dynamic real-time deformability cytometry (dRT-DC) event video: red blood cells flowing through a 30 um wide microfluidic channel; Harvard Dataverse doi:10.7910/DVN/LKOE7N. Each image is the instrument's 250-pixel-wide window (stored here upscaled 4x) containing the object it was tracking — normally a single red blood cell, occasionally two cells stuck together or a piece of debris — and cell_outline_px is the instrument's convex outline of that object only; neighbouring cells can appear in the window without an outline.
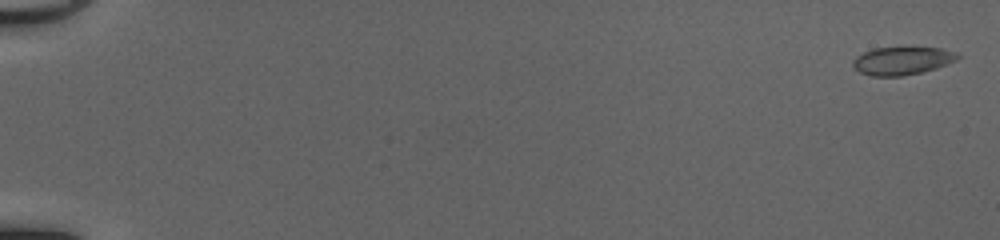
{"species": "common noctule bat (a hibernating species)", "species_latin": "Nyctalus noctula", "temperature_condition": "cold", "stored_images_in_passage": 52, "camera_frame_rate_fps": 3000, "um_per_image_px": 0.085, "animal": {"sex": "female", "body_mass_g": 20.0, "forearm_length_mm": 54.0}, "frame": {"image": 1, "passage_image": 2, "time_ms": 0.333, "image_size_px": [1000, 240], "cell_outline_px": [[960, 56], [956, 60], [936, 68], [920, 72], [900, 76], [872, 76], [860, 72], [852, 68], [852, 60], [856, 56], [864, 52], [876, 48], [904, 44], [940, 48], [956, 52]], "centroid_in_image_um": [76.66, 5.11], "position_along_channel_um": 8.3, "area_um2": 17.8}}
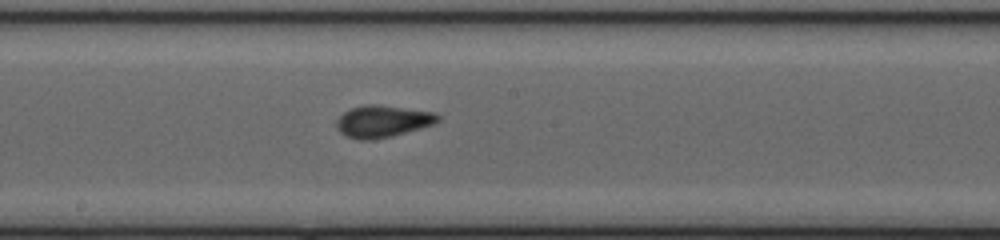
{"frame": {"image": 2, "passage_image": 31, "time_ms": 10.0, "image_size_px": [1000, 240], "cell_outline_px": [[440, 120], [432, 124], [420, 128], [392, 136], [372, 140], [356, 140], [344, 136], [336, 128], [336, 120], [344, 112], [352, 108], [364, 104], [376, 104], [436, 112], [440, 116]], "centroid_in_image_um": [32.49, 10.32], "position_along_channel_um": 215.7, "area_um2": 19.02}}
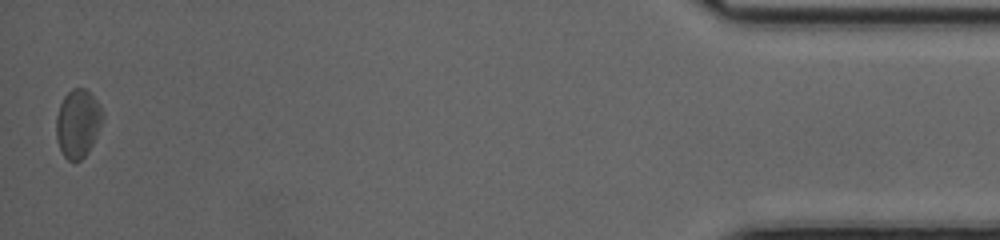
{"frame": {"image": 3, "passage_image": 52, "time_ms": 17.0, "image_size_px": [1000, 240], "cell_outline_px": [[104, 120], [88, 152], [80, 160], [68, 160], [64, 156], [56, 140], [56, 116], [60, 104], [64, 96], [72, 88], [84, 88], [100, 104], [104, 112]], "centroid_in_image_um": [6.63, 10.47], "position_along_channel_um": 428.6, "area_um2": 18.5}, "authors_computed_cell_mechanics": {"area_um2": 17.6579, "velocity_mm_per_s": 4.1643, "shape_relaxation_time_tau1_ms": 6.2553, "shape_relaxation_time_tau2_ms": 1.4001, "deformation_change_tau1": 0.1277, "deformation_change_tau2": 0.0428}}